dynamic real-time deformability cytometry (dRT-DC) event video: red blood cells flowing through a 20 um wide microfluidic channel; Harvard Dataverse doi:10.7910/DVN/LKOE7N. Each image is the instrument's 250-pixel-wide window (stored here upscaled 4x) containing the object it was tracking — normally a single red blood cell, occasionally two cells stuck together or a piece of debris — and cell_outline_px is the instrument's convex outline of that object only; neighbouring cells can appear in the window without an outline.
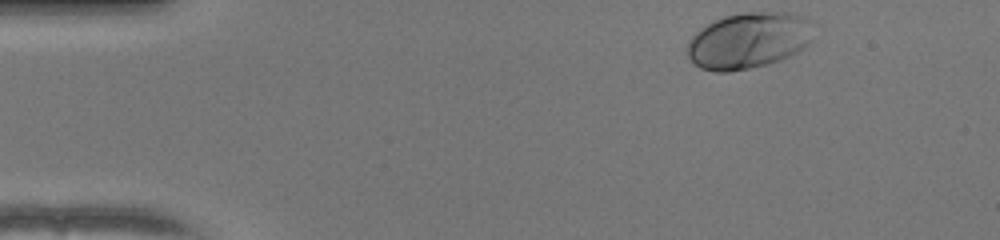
{"species": "human", "species_latin": "Homo sapiens", "temperature_condition": "warm", "stored_images_in_passage": 38, "camera_frame_rate_fps": 3000, "um_per_image_px": 0.085, "donor": {"sex": "female"}, "frame": {"image": 1, "passage_image": 1, "time_ms": 0.0, "image_size_px": [1000, 240], "cell_outline_px": [[812, 40], [808, 44], [796, 52], [780, 60], [768, 64], [728, 72], [716, 72], [700, 68], [692, 64], [688, 56], [688, 40], [700, 28], [724, 16], [744, 12], [792, 12], [808, 20]], "centroid_in_image_um": [63.58, 3.45], "position_along_channel_um": 21.4, "area_um2": 41.1}}
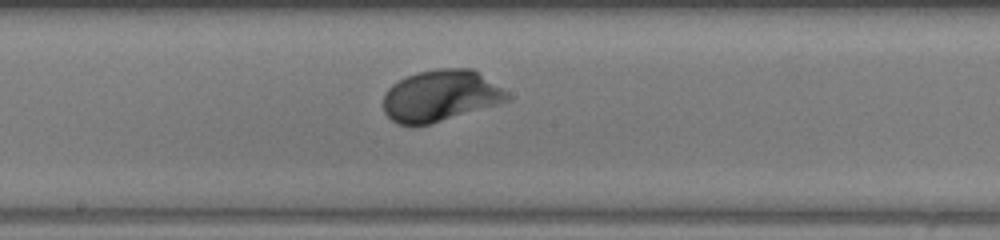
{"frame": {"image": 2, "passage_image": 22, "time_ms": 7.0, "image_size_px": [1000, 240], "cell_outline_px": [[512, 100], [428, 124], [412, 128], [396, 124], [384, 112], [384, 92], [392, 84], [416, 72], [436, 68], [472, 68], [508, 92], [512, 96]], "centroid_in_image_um": [37.43, 8.15], "position_along_channel_um": 210.8, "area_um2": 37.4}}
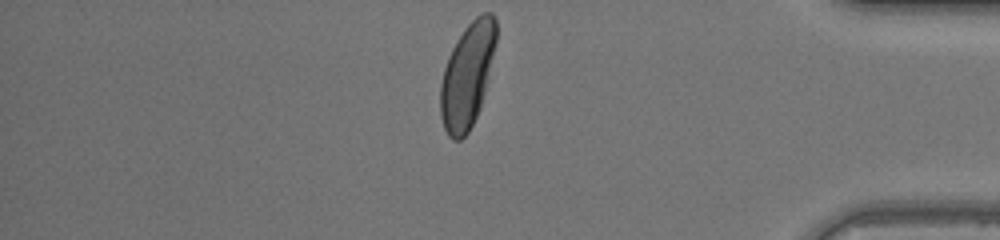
{"frame": {"image": 3, "passage_image": 38, "time_ms": 12.333, "image_size_px": [1000, 240], "cell_outline_px": [[496, 44], [480, 108], [468, 132], [460, 140], [452, 140], [448, 136], [444, 128], [440, 116], [440, 84], [444, 68], [448, 56], [456, 40], [464, 28], [476, 16], [484, 12], [492, 12], [496, 20]], "centroid_in_image_um": [39.7, 6.39], "position_along_channel_um": 395.5, "area_um2": 33.87}, "authors_computed_cell_mechanics": {"area_um2": 35.3158, "velocity_mm_per_s": 4.0445, "shape_relaxation_time_tau1_ms": 1.9327, "shape_relaxation_time_tau2_ms": null, "deformation_change_tau1": 0.1454, "deformation_change_tau2": null}}